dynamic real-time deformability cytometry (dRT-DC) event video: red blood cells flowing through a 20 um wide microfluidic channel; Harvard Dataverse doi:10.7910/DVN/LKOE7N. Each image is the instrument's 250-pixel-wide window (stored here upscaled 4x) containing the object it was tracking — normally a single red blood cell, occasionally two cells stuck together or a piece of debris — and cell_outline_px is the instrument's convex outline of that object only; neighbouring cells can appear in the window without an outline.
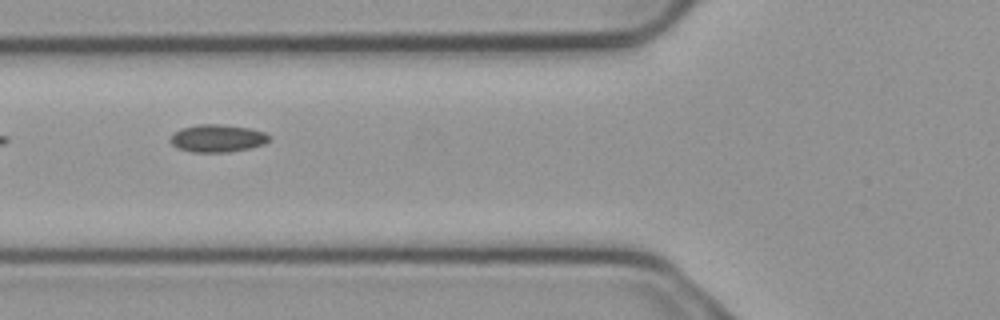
{"species": "common noctule bat (a hibernating species)", "species_latin": "Nyctalus noctula", "temperature_condition": "cold", "stored_images_in_passage": 4, "camera_frame_rate_fps": 3000, "um_per_image_px": 0.085, "animal": {"sex": "male", "body_mass_g": 23.1, "forearm_length_mm": 52.7}, "frame": {"image": 1, "passage_image": 4, "time_ms": 1.0, "image_size_px": [1000, 320], "cell_outline_px": [[268, 140], [264, 144], [248, 148], [228, 152], [192, 152], [176, 148], [168, 140], [180, 128], [200, 124], [220, 124], [248, 128], [264, 132], [268, 136]], "centroid_in_image_um": [18.43, 11.76], "position_along_channel_um": 107.4, "area_um2": 15.72}}